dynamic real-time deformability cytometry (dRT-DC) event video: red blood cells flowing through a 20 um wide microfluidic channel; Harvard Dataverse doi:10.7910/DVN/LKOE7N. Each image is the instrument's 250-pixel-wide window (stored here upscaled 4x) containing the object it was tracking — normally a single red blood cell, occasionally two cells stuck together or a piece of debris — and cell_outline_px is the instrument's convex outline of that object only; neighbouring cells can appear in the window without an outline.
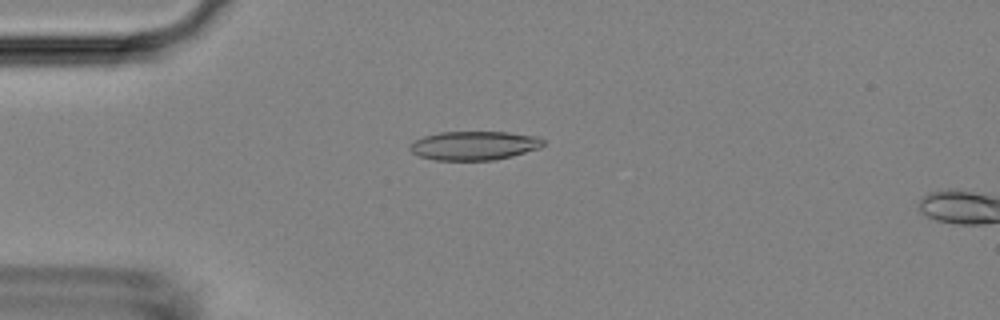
{"species": "Egyptian fruit bat (a non-hibernating species)", "species_latin": "Rousettus aegyptiacus", "temperature_condition": "room temperature", "stored_images_in_passage": 6, "camera_frame_rate_fps": 3000, "um_per_image_px": 0.085, "animal": {"sex": "female"}, "frame": {"image": 1, "passage_image": 4, "time_ms": 1.0, "image_size_px": [1000, 320], "cell_outline_px": [[544, 144], [540, 148], [512, 156], [492, 160], [432, 160], [420, 156], [412, 152], [408, 148], [416, 140], [424, 136], [440, 132], [508, 132], [536, 136], [544, 140]], "centroid_in_image_um": [40.31, 12.37], "position_along_channel_um": 44.7, "area_um2": 22.37}}